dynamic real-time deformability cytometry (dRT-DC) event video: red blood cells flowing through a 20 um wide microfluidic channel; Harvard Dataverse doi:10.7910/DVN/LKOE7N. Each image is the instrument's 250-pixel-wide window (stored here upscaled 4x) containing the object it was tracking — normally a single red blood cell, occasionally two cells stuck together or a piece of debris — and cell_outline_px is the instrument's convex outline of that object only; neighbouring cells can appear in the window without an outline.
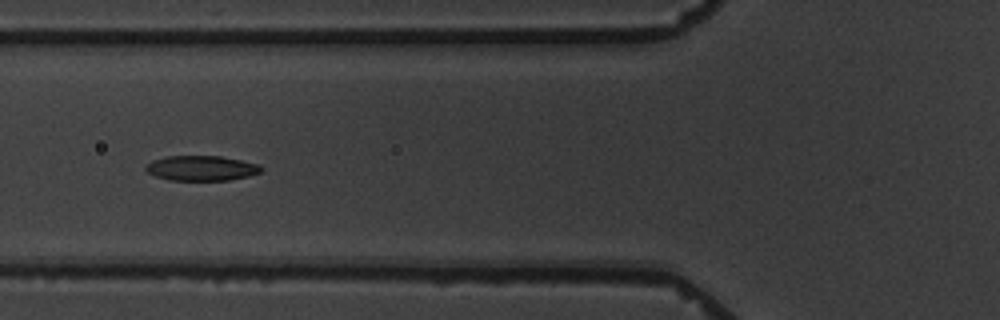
{"species": "common noctule bat (a hibernating species)", "species_latin": "Nyctalus noctula", "temperature_condition": "warm", "stored_images_in_passage": 6, "camera_frame_rate_fps": 3000, "um_per_image_px": 0.085, "animal": {"sex": "male", "body_mass_g": 19.5, "forearm_length_mm": 54.6}, "frame": {"image": 1, "passage_image": 5, "time_ms": 4.667, "image_size_px": [1000, 320], "cell_outline_px": [[264, 168], [260, 172], [248, 176], [228, 180], [168, 180], [156, 176], [148, 172], [144, 168], [152, 160], [168, 156], [220, 156], [260, 164]], "centroid_in_image_um": [17.13, 14.29], "position_along_channel_um": 108.7, "area_um2": 16.76}}
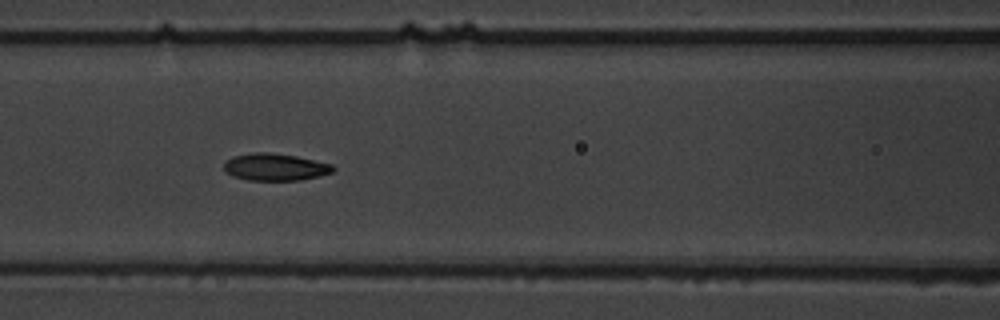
{"frame": {"image": 2, "passage_image": 6, "time_ms": 5.667, "image_size_px": [1000, 320], "cell_outline_px": [[336, 168], [332, 172], [320, 176], [300, 180], [248, 180], [232, 176], [224, 168], [224, 164], [232, 156], [252, 152], [268, 152], [296, 156], [332, 164]], "centroid_in_image_um": [23.4, 14.19], "position_along_channel_um": 143.2, "area_um2": 17.22}}